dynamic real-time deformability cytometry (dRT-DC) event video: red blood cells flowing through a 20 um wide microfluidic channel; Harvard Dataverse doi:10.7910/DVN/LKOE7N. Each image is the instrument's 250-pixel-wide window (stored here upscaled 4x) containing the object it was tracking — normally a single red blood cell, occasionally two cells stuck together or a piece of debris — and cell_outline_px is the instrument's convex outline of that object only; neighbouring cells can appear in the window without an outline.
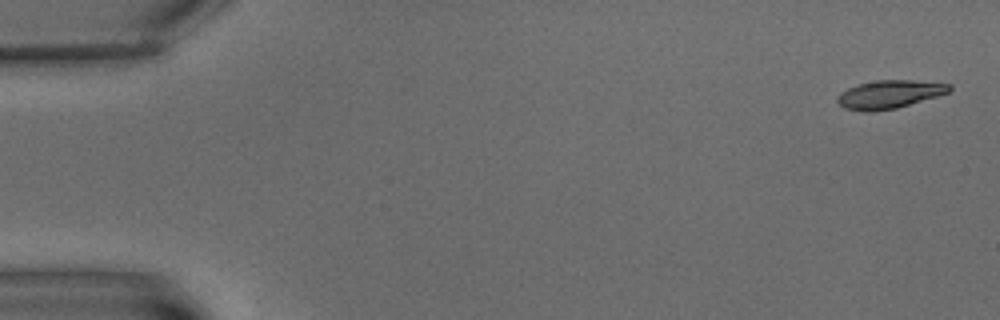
{"species": "common noctule bat (a hibernating species)", "species_latin": "Nyctalus noctula", "temperature_condition": "warm", "stored_images_in_passage": 5, "camera_frame_rate_fps": 3000, "um_per_image_px": 0.085, "animal": {"sex": "male", "body_mass_g": 15.6}, "frame": {"image": 1, "passage_image": 1, "time_ms": 0.0, "image_size_px": [1000, 320], "cell_outline_px": [[952, 88], [948, 92], [936, 96], [896, 108], [872, 112], [864, 112], [844, 108], [836, 100], [836, 96], [840, 92], [856, 84], [876, 80], [912, 80], [952, 84]], "centroid_in_image_um": [75.55, 8.01], "position_along_channel_um": 9.5, "area_um2": 18.44}}